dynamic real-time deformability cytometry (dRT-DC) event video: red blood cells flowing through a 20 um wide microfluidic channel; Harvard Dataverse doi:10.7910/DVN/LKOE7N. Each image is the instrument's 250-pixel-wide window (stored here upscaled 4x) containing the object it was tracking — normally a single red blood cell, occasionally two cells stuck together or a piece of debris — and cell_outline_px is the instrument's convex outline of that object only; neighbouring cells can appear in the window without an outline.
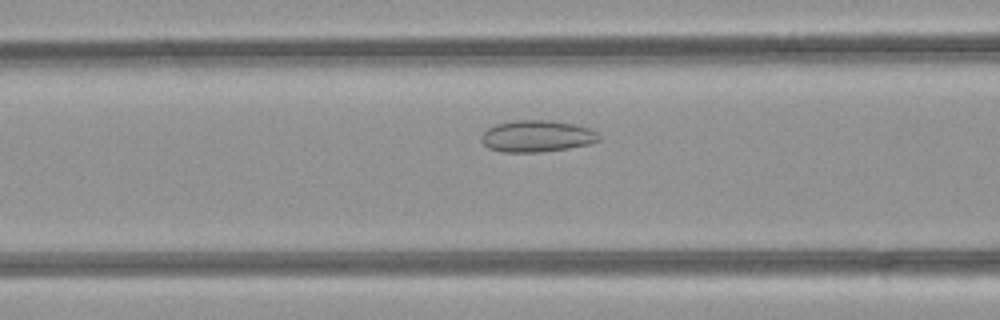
{"species": "common noctule bat (a hibernating species)", "species_latin": "Nyctalus noctula", "temperature_condition": "room temperature", "stored_images_in_passage": 34, "camera_frame_rate_fps": 3000, "um_per_image_px": 0.085, "animal": {"sex": "female", "body_mass_g": 21.9}, "frame": {"image": 1, "passage_image": 10, "time_ms": 3.0, "image_size_px": [1000, 320], "cell_outline_px": [[600, 140], [588, 144], [568, 148], [540, 152], [500, 152], [488, 148], [480, 140], [480, 136], [488, 128], [496, 124], [520, 120], [552, 120], [572, 124], [588, 128], [596, 132], [600, 136]], "centroid_in_image_um": [45.6, 11.58], "position_along_channel_um": 121.0, "area_um2": 21.62}}
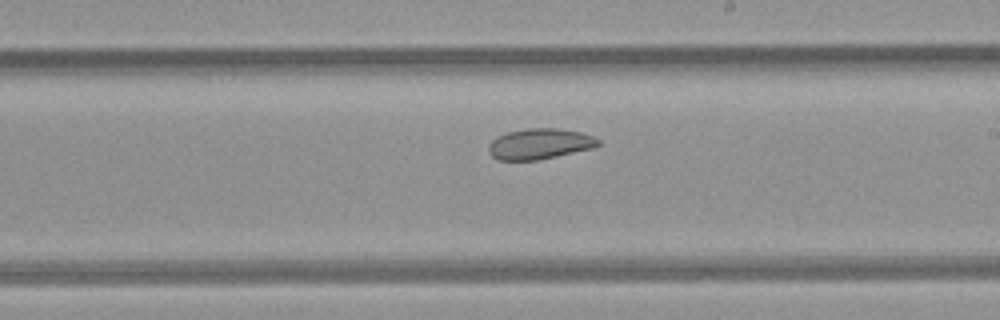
{"frame": {"image": 2, "passage_image": 19, "time_ms": 6.0, "image_size_px": [1000, 320], "cell_outline_px": [[600, 144], [592, 148], [556, 156], [536, 160], [500, 160], [492, 156], [488, 152], [488, 144], [496, 136], [508, 132], [528, 128], [556, 128], [580, 132], [592, 136], [600, 140]], "centroid_in_image_um": [45.84, 12.22], "position_along_channel_um": 243.2, "area_um2": 19.48}}
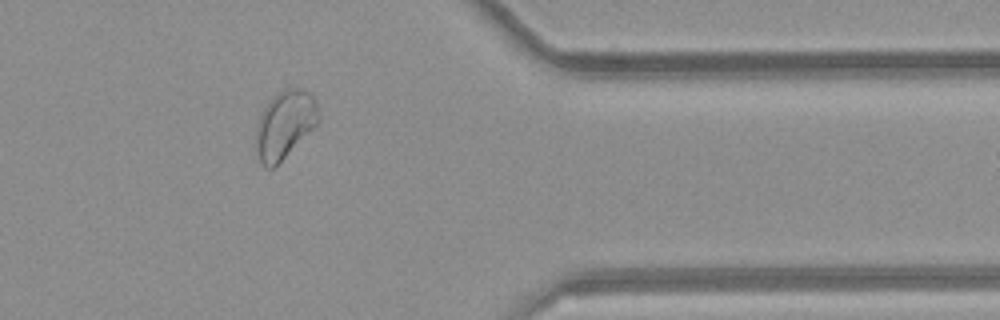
{"frame": {"image": 3, "passage_image": 31, "time_ms": 10.0, "image_size_px": [1000, 320], "cell_outline_px": [[320, 120], [272, 168], [268, 168], [260, 160], [256, 148], [256, 132], [260, 116], [264, 108], [272, 96], [284, 88], [304, 88], [316, 100], [320, 116]], "centroid_in_image_um": [24.22, 10.51], "position_along_channel_um": 387.2, "area_um2": 24.04}, "authors_computed_cell_mechanics": {"area_um2": 20.7791, "velocity_mm_per_s": 4.0693, "shape_relaxation_time_tau1_ms": null, "shape_relaxation_time_tau2_ms": 4.0655, "deformation_change_tau1": null, "deformation_change_tau2": 0.0839}}